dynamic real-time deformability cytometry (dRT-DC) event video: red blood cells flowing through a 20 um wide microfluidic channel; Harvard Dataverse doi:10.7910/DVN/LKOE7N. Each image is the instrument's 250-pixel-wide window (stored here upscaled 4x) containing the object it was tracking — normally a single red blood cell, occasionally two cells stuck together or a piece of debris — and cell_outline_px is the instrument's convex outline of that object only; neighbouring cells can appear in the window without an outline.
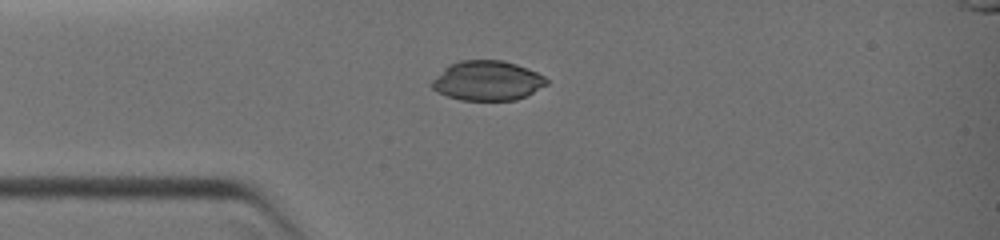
{"species": "common noctule bat (a hibernating species)", "species_latin": "Nyctalus noctula", "temperature_condition": "warm", "stored_images_in_passage": 24, "camera_frame_rate_fps": 3000, "um_per_image_px": 0.085, "animal": {"sex": "female", "body_mass_g": 19.0, "forearm_length_mm": 51.5}, "frame": {"image": 1, "passage_image": 1, "time_ms": 0.0, "image_size_px": [1000, 240], "cell_outline_px": [[548, 84], [516, 100], [460, 100], [436, 92], [432, 88], [432, 80], [448, 64], [460, 60], [500, 60], [516, 64], [528, 68], [544, 76], [548, 80]], "centroid_in_image_um": [41.4, 6.85], "position_along_channel_um": 43.6, "area_um2": 26.47}}
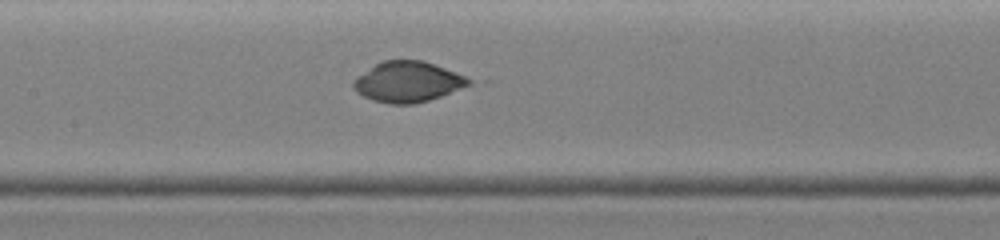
{"frame": {"image": 2, "passage_image": 10, "time_ms": 3.0, "image_size_px": [1000, 240], "cell_outline_px": [[472, 84], [440, 96], [416, 104], [392, 104], [372, 100], [356, 92], [352, 88], [352, 80], [356, 76], [376, 64], [384, 60], [424, 60], [456, 72], [472, 80]], "centroid_in_image_um": [34.63, 6.95], "position_along_channel_um": 172.8, "area_um2": 27.28}}
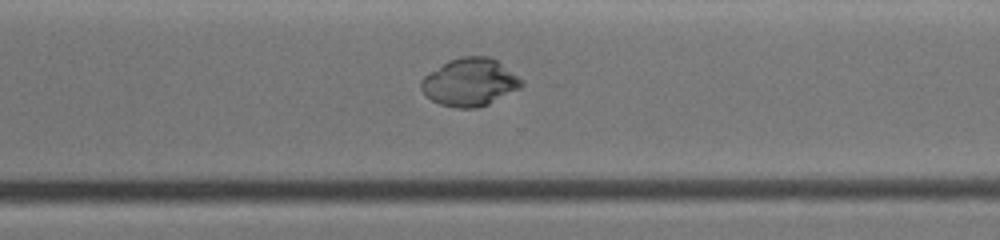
{"frame": {"image": 3, "passage_image": 19, "time_ms": 6.333, "image_size_px": [1000, 240], "cell_outline_px": [[524, 84], [520, 88], [488, 104], [476, 108], [456, 108], [440, 104], [432, 100], [420, 88], [420, 80], [424, 76], [448, 60], [464, 56], [492, 56], [524, 80]], "centroid_in_image_um": [39.95, 6.98], "position_along_channel_um": 330.6, "area_um2": 27.98}}